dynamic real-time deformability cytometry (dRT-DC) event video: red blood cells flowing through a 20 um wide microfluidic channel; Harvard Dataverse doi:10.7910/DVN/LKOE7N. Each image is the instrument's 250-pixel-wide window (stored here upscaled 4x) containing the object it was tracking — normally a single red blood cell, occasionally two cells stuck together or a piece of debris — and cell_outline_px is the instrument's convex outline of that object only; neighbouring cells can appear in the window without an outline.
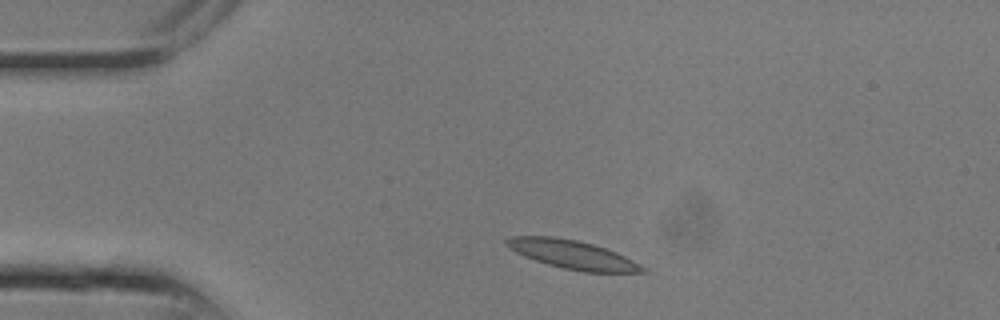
{"species": "common noctule bat (a hibernating species)", "species_latin": "Nyctalus noctula", "temperature_condition": "room temperature", "stored_images_in_passage": 3, "camera_frame_rate_fps": 3000, "um_per_image_px": 0.085, "animal": {"sex": "male", "body_mass_g": 13.3}, "frame": {"image": 1, "passage_image": 1, "time_ms": 0.0, "image_size_px": [1000, 320], "cell_outline_px": [[648, 272], [580, 272], [548, 264], [524, 256], [508, 248], [504, 244], [504, 240], [512, 236], [552, 236], [576, 240], [592, 244], [616, 252], [648, 268]], "centroid_in_image_um": [48.65, 21.64], "position_along_channel_um": 36.3, "area_um2": 22.6}}